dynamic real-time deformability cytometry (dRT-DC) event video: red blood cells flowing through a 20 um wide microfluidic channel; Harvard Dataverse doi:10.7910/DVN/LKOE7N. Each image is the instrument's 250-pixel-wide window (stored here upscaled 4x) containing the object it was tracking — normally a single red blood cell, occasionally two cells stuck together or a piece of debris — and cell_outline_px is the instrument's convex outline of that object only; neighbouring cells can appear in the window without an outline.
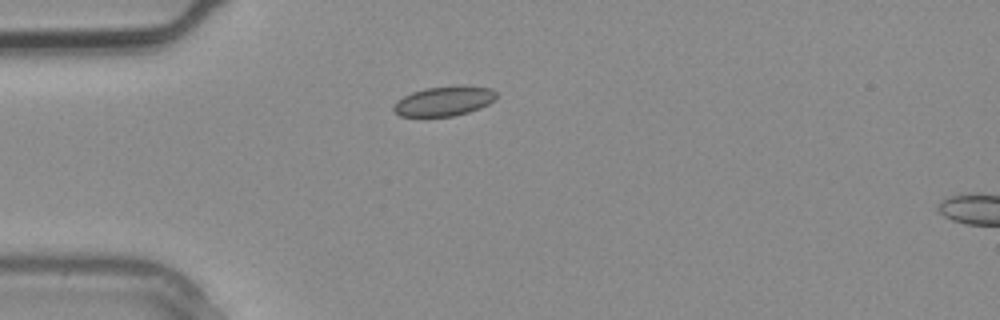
{"species": "common noctule bat (a hibernating species)", "species_latin": "Nyctalus noctula", "temperature_condition": "warm", "stored_images_in_passage": 2, "camera_frame_rate_fps": 3000, "um_per_image_px": 0.085, "animal": {"sex": "male", "body_mass_g": 20.4}, "frame": {"image": 1, "passage_image": 2, "time_ms": 0.333, "image_size_px": [1000, 320], "cell_outline_px": [[496, 100], [480, 108], [468, 112], [452, 116], [400, 116], [392, 108], [392, 104], [396, 100], [412, 92], [424, 88], [492, 88], [496, 92]], "centroid_in_image_um": [37.69, 8.63], "position_along_channel_um": 47.3, "area_um2": 17.11}}